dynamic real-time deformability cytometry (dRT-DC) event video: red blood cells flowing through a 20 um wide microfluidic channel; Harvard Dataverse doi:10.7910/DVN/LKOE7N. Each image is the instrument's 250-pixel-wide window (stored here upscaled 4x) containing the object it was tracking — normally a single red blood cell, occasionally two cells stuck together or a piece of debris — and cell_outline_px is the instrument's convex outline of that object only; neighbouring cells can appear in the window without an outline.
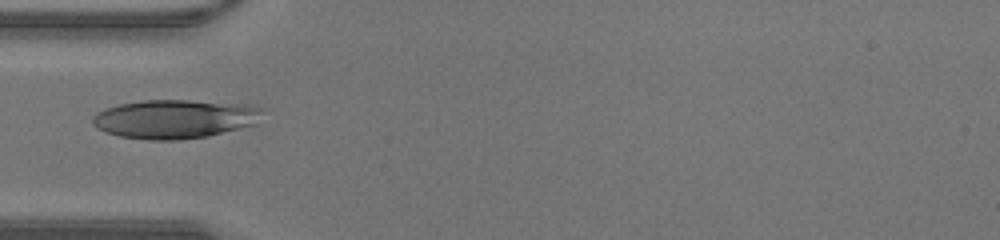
{"species": "human", "species_latin": "Homo sapiens", "temperature_condition": "warm", "stored_images_in_passage": 11, "camera_frame_rate_fps": 3000, "um_per_image_px": 0.085, "donor": {"sex": "male"}, "frame": {"image": 1, "passage_image": 1, "time_ms": 0.0, "image_size_px": [1000, 240], "cell_outline_px": [[260, 112], [256, 124], [208, 136], [180, 140], [148, 140], [120, 136], [96, 128], [92, 124], [92, 116], [108, 108], [120, 104], [144, 100], [188, 100], [244, 104], [260, 108]], "centroid_in_image_um": [14.83, 10.12], "position_along_channel_um": 70.2, "area_um2": 38.09}}
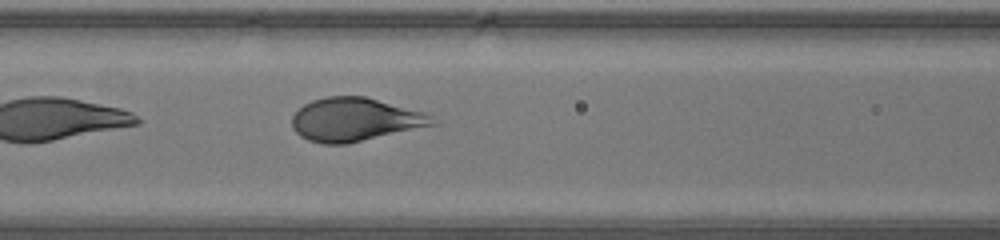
{"frame": {"image": 2, "passage_image": 5, "time_ms": 1.333, "image_size_px": [1000, 240], "cell_outline_px": [[436, 124], [348, 144], [324, 144], [308, 140], [300, 136], [292, 128], [292, 116], [304, 104], [312, 100], [328, 96], [364, 96], [424, 112], [432, 116]], "centroid_in_image_um": [30.14, 10.17], "position_along_channel_um": 136.5, "area_um2": 35.32}}